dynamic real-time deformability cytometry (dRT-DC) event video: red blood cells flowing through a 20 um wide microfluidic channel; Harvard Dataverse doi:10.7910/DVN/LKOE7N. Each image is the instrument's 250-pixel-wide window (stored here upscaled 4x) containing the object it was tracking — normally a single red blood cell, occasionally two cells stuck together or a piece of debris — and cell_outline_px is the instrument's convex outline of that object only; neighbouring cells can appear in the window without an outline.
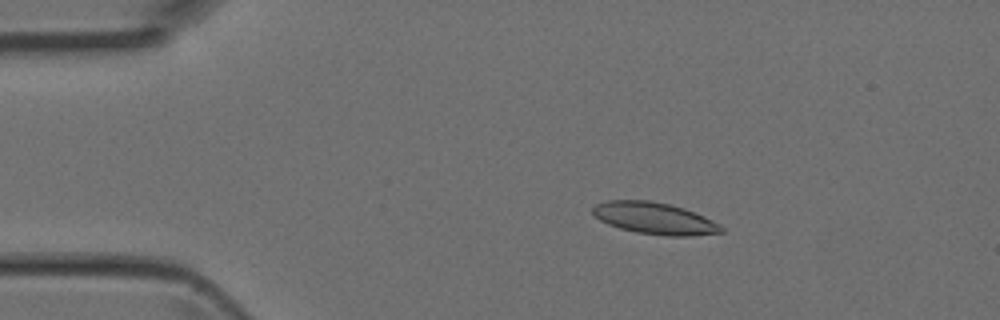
{"species": "Egyptian fruit bat (a non-hibernating species)", "species_latin": "Rousettus aegyptiacus", "temperature_condition": "room temperature", "stored_images_in_passage": 5, "camera_frame_rate_fps": 3000, "um_per_image_px": 0.085, "animal": {"sex": "female"}, "frame": {"image": 1, "passage_image": 3, "time_ms": 0.667, "image_size_px": [1000, 320], "cell_outline_px": [[724, 232], [688, 236], [668, 236], [636, 232], [620, 228], [608, 224], [600, 220], [592, 212], [592, 208], [596, 204], [608, 200], [648, 200], [668, 204], [684, 208], [704, 216], [720, 224], [724, 228]], "centroid_in_image_um": [55.65, 18.56], "position_along_channel_um": 29.4, "area_um2": 23.7}}
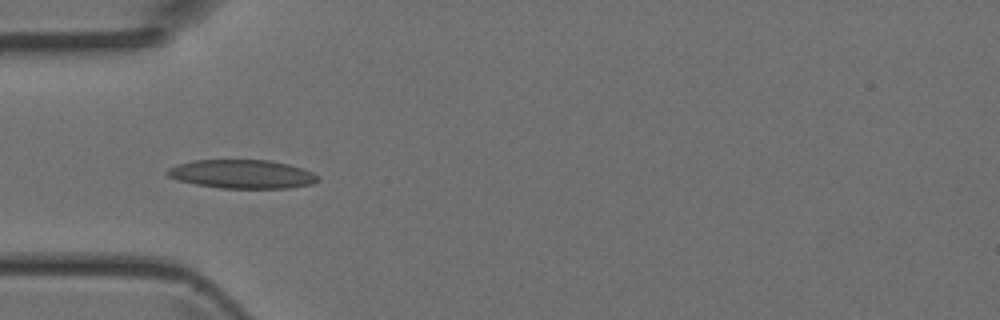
{"frame": {"image": 2, "passage_image": 5, "time_ms": 1.333, "image_size_px": [1000, 320], "cell_outline_px": [[320, 180], [312, 184], [288, 188], [220, 188], [196, 184], [176, 180], [168, 176], [164, 172], [168, 168], [176, 164], [192, 160], [272, 160], [288, 164], [312, 172], [320, 176]], "centroid_in_image_um": [20.55, 14.79], "position_along_channel_um": 64.4, "area_um2": 25.37}}